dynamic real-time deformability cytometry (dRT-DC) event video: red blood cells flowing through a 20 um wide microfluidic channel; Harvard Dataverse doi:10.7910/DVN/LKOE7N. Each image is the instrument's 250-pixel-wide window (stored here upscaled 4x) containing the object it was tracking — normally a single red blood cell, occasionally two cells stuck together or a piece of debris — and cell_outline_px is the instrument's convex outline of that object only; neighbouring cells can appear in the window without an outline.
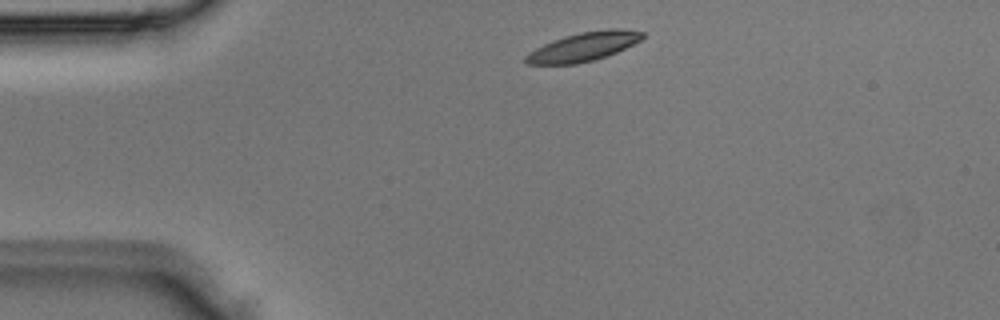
{"species": "Egyptian fruit bat (a non-hibernating species)", "species_latin": "Rousettus aegyptiacus", "temperature_condition": "room temperature", "stored_images_in_passage": 2, "camera_frame_rate_fps": 3000, "um_per_image_px": 0.085, "animal": {"sex": "male"}, "frame": {"image": 1, "passage_image": 1, "time_ms": 0.0, "image_size_px": [1000, 320], "cell_outline_px": [[644, 36], [640, 40], [608, 56], [576, 64], [528, 64], [524, 60], [524, 56], [528, 52], [552, 40], [564, 36], [580, 32], [608, 28], [620, 28], [644, 32]], "centroid_in_image_um": [49.58, 3.96], "position_along_channel_um": 35.4, "area_um2": 19.59}}